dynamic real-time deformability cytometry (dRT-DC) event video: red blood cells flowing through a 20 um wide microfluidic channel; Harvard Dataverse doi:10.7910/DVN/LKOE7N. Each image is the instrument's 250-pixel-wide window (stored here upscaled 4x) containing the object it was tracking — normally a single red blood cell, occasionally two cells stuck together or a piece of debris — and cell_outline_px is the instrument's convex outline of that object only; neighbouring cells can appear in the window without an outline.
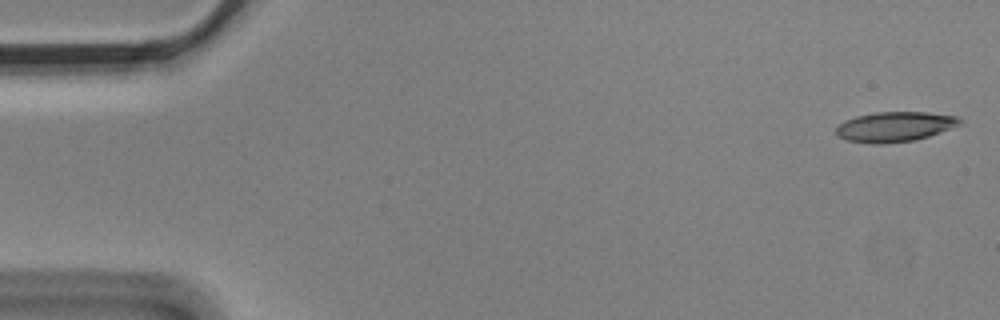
{"species": "Egyptian fruit bat (a non-hibernating species)", "species_latin": "Rousettus aegyptiacus", "temperature_condition": "cold", "stored_images_in_passage": 6, "segment_of_instrument_passage": [2, 2], "camera_frame_rate_fps": 3000, "um_per_image_px": 0.085, "animal": {"sex": "male"}, "frame": {"image": 1, "passage_image": 6, "time_ms": 1.667, "image_size_px": [1000, 320], "cell_outline_px": [[964, 124], [916, 140], [884, 144], [872, 144], [848, 140], [836, 136], [836, 128], [844, 120], [856, 116], [876, 112], [928, 112], [956, 116], [964, 120]], "centroid_in_image_um": [76.09, 10.77], "position_along_channel_um": 8.9, "area_um2": 21.85}}